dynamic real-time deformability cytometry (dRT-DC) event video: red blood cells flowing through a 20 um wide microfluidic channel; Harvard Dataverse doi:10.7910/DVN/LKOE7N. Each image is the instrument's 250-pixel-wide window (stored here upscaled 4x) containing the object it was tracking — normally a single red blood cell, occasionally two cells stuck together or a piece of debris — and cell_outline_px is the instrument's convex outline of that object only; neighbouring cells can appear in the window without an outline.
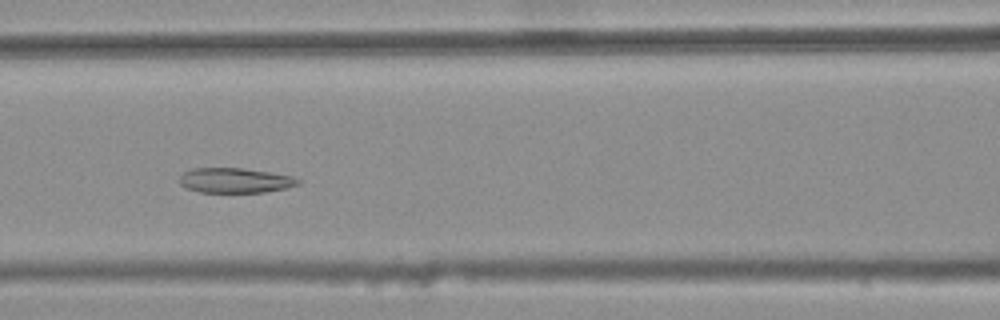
{"species": "common noctule bat (a hibernating species)", "species_latin": "Nyctalus noctula", "temperature_condition": "warm", "stored_images_in_passage": 44, "segment_of_instrument_passage": [2, 2], "camera_frame_rate_fps": 3000, "um_per_image_px": 0.085, "animal": {"sex": "female", "body_mass_g": 25.1}, "frame": {"image": 1, "passage_image": 22, "time_ms": 7.0, "image_size_px": [1000, 320], "cell_outline_px": [[300, 184], [288, 188], [264, 192], [200, 192], [188, 188], [180, 184], [180, 176], [184, 172], [192, 168], [244, 168], [292, 176], [300, 180]], "centroid_in_image_um": [20.0, 15.33], "position_along_channel_um": 146.6, "area_um2": 17.17}}
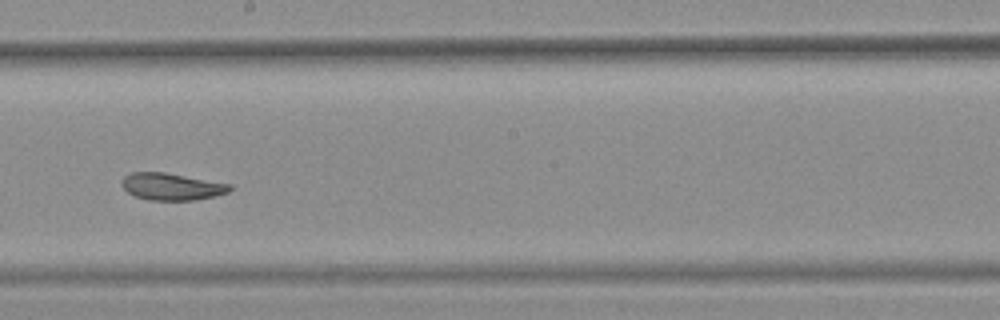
{"frame": {"image": 2, "passage_image": 29, "time_ms": 9.333, "image_size_px": [1000, 320], "cell_outline_px": [[232, 188], [228, 192], [216, 196], [196, 200], [148, 200], [136, 196], [128, 192], [120, 184], [120, 180], [124, 176], [132, 172], [164, 172], [232, 184]], "centroid_in_image_um": [14.59, 15.86], "position_along_channel_um": 233.6, "area_um2": 17.11}}
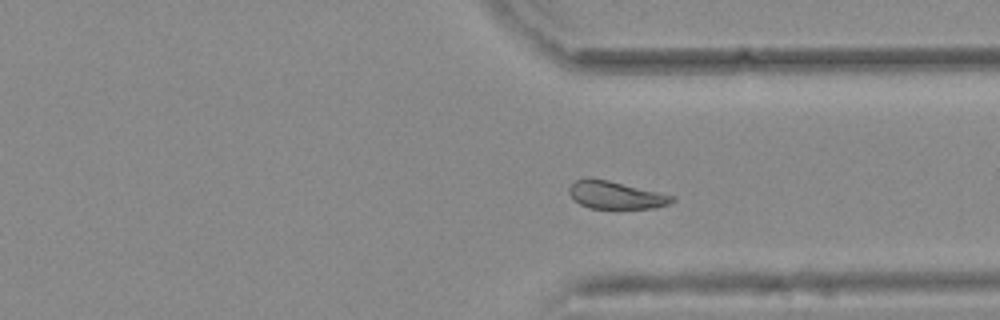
{"frame": {"image": 3, "passage_image": 39, "time_ms": 12.667, "image_size_px": [1000, 320], "cell_outline_px": [[676, 200], [668, 204], [656, 208], [588, 208], [572, 200], [568, 192], [568, 188], [576, 180], [588, 176], [608, 180], [676, 196]], "centroid_in_image_um": [52.31, 16.57], "position_along_channel_um": 359.1, "area_um2": 16.82}}